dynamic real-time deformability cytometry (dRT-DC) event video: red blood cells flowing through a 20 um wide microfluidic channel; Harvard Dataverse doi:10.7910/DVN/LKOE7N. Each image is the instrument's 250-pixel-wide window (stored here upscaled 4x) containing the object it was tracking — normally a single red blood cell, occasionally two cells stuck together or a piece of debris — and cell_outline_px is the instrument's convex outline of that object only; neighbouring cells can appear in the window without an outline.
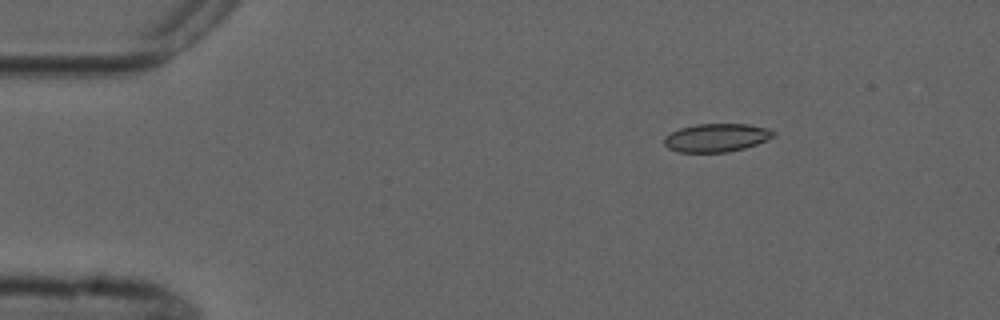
{"species": "common noctule bat (a hibernating species)", "species_latin": "Nyctalus noctula", "temperature_condition": "cold", "stored_images_in_passage": 5, "camera_frame_rate_fps": 3000, "um_per_image_px": 0.085, "animal": {"sex": "male", "forearm_length_mm": 52.5}, "frame": {"image": 1, "passage_image": 3, "time_ms": 2.333, "image_size_px": [1000, 320], "cell_outline_px": [[776, 136], [768, 140], [744, 148], [728, 152], [680, 152], [668, 148], [664, 144], [664, 136], [680, 128], [696, 124], [748, 124], [768, 128], [776, 132]], "centroid_in_image_um": [60.93, 11.7], "position_along_channel_um": 24.1, "area_um2": 18.09}}